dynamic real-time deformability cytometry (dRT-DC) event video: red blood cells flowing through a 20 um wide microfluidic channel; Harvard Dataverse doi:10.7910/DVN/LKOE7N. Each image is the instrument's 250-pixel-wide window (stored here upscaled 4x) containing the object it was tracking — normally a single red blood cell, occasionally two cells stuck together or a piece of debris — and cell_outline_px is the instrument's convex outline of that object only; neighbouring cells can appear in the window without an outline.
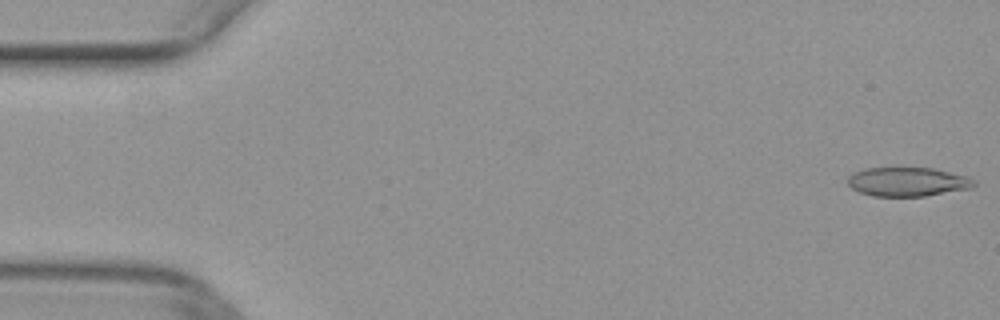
{"species": "common noctule bat (a hibernating species)", "species_latin": "Nyctalus noctula", "temperature_condition": "warm", "stored_images_in_passage": 52, "camera_frame_rate_fps": 3000, "um_per_image_px": 0.085, "animal": {"sex": "female", "body_mass_g": 29.2, "forearm_length_mm": 56.3}, "frame": {"image": 1, "passage_image": 1, "time_ms": 0.0, "image_size_px": [1000, 320], "cell_outline_px": [[976, 184], [968, 188], [924, 196], [872, 196], [860, 192], [852, 188], [848, 184], [848, 176], [864, 168], [932, 168], [968, 176], [976, 180]], "centroid_in_image_um": [77.14, 15.45], "position_along_channel_um": 7.9, "area_um2": 21.15}}
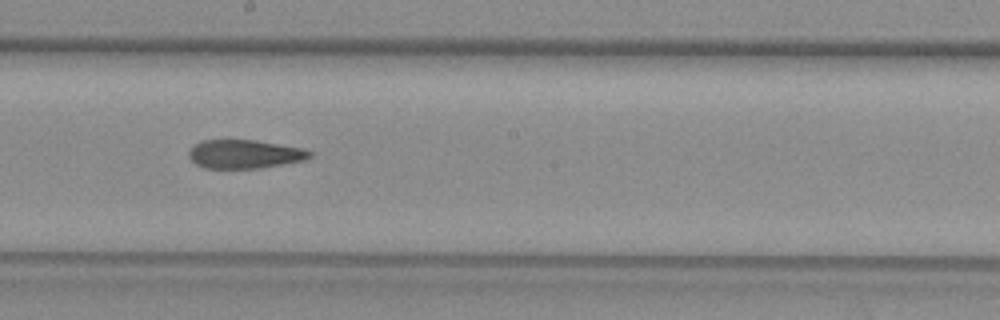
{"frame": {"image": 2, "passage_image": 29, "time_ms": 9.333, "image_size_px": [1000, 320], "cell_outline_px": [[312, 156], [304, 160], [260, 168], [204, 168], [196, 164], [188, 156], [188, 152], [196, 144], [204, 140], [256, 140], [300, 148], [312, 152]], "centroid_in_image_um": [20.78, 13.1], "position_along_channel_um": 227.4, "area_um2": 19.94}}
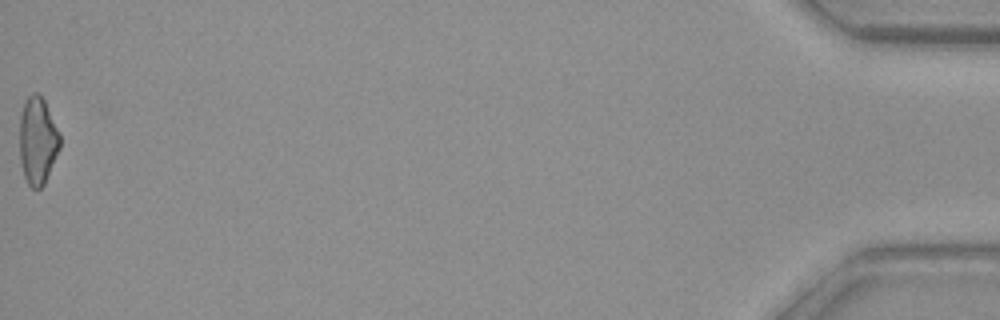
{"frame": {"image": 3, "passage_image": 52, "time_ms": 17.0, "image_size_px": [1000, 320], "cell_outline_px": [[60, 148], [44, 184], [40, 188], [32, 188], [28, 184], [24, 176], [20, 160], [20, 116], [24, 104], [28, 96], [32, 92], [40, 92], [44, 100], [60, 136]], "centroid_in_image_um": [3.19, 11.95], "position_along_channel_um": 432.0, "area_um2": 20.35}}